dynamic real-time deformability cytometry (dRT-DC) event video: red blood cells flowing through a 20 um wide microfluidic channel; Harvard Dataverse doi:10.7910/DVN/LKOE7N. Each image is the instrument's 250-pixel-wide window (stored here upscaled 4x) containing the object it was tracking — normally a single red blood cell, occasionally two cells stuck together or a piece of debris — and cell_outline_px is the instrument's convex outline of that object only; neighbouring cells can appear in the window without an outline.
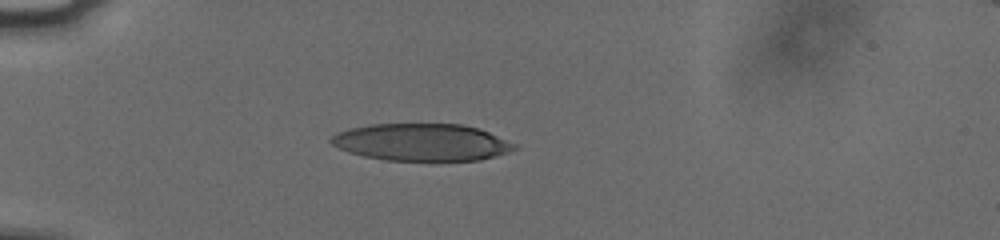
{"species": "human", "species_latin": "Homo sapiens", "temperature_condition": "cold", "stored_images_in_passage": 41, "camera_frame_rate_fps": 3000, "um_per_image_px": 0.085, "donor": {"sex": "male"}, "frame": {"image": 1, "passage_image": 2, "time_ms": 0.333, "image_size_px": [1000, 240], "cell_outline_px": [[520, 148], [508, 152], [480, 160], [388, 160], [364, 156], [348, 152], [332, 144], [328, 140], [336, 132], [348, 128], [372, 124], [464, 124], [480, 128], [520, 144]], "centroid_in_image_um": [35.9, 12.08], "position_along_channel_um": 49.1, "area_um2": 40.06}}
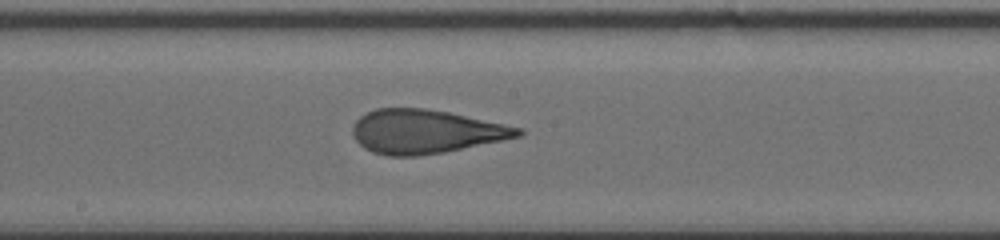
{"frame": {"image": 2, "passage_image": 17, "time_ms": 5.333, "image_size_px": [1000, 240], "cell_outline_px": [[524, 132], [520, 136], [444, 152], [416, 156], [388, 156], [372, 152], [364, 148], [356, 140], [352, 132], [352, 124], [360, 116], [376, 108], [424, 108], [448, 112], [524, 128]], "centroid_in_image_um": [36.14, 11.18], "position_along_channel_um": 212.1, "area_um2": 42.08}}
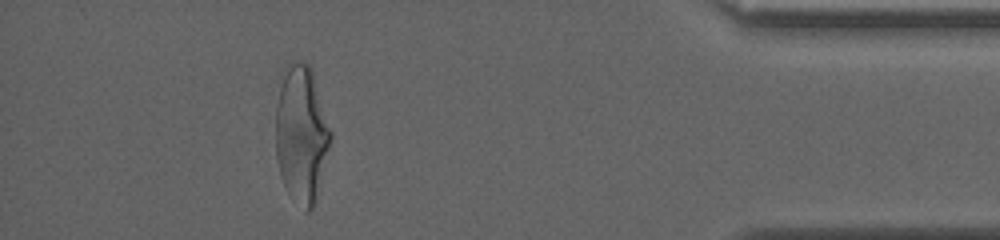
{"frame": {"image": 3, "passage_image": 36, "time_ms": 11.667, "image_size_px": [1000, 240], "cell_outline_px": [[332, 136], [316, 200], [312, 208], [308, 212], [304, 212], [292, 200], [284, 184], [280, 172], [276, 156], [276, 104], [280, 88], [288, 64], [296, 60], [304, 60], [312, 68], [332, 132]], "centroid_in_image_um": [25.64, 11.42], "position_along_channel_um": 409.6, "area_um2": 43.99}, "authors_computed_cell_mechanics": {"area_um2": 42.7142, "velocity_mm_per_s": 3.7867, "shape_relaxation_time_tau1_ms": 8.2845, "shape_relaxation_time_tau2_ms": 1.107, "deformation_change_tau1": 0.2469, "deformation_change_tau2": 0.1096}}